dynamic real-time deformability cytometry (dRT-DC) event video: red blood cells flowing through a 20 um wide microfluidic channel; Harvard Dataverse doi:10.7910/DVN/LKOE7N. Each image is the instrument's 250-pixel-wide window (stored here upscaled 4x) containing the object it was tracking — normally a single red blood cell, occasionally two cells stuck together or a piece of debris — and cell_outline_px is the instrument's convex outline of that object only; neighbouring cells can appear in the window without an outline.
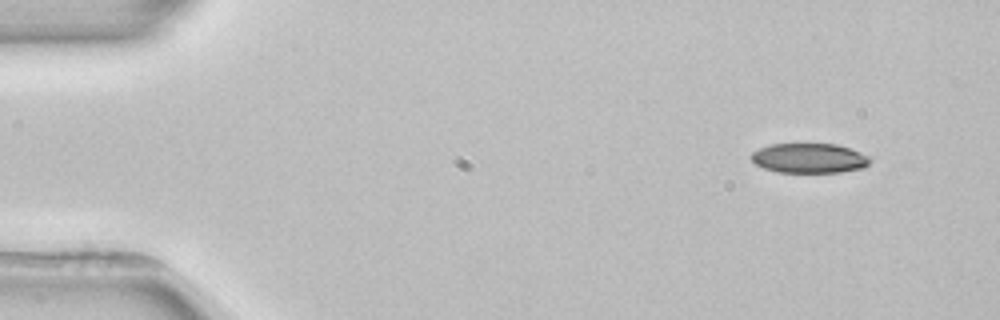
{"species": "common noctule bat (a hibernating species)", "species_latin": "Nyctalus noctula", "temperature_condition": "room temperature", "stored_images_in_passage": 5, "segment_of_instrument_passage": [2, 2], "camera_frame_rate_fps": 3000, "um_per_image_px": 0.085, "animal": {"sex": "female", "body_mass_g": 22.7, "forearm_length_mm": 54.2}, "frame": {"image": 1, "passage_image": 5, "time_ms": 6.0, "image_size_px": [1000, 320], "cell_outline_px": [[872, 160], [864, 168], [840, 172], [776, 172], [764, 168], [756, 164], [752, 160], [752, 152], [760, 148], [772, 144], [836, 144], [860, 152], [868, 156]], "centroid_in_image_um": [68.8, 13.45], "position_along_channel_um": 16.2, "area_um2": 20.46}}